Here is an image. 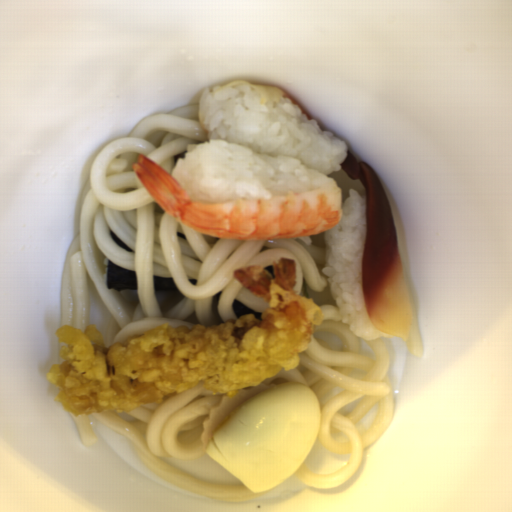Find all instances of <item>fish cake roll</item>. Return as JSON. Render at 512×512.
<instances>
[{
  "label": "fish cake roll",
  "mask_w": 512,
  "mask_h": 512,
  "mask_svg": "<svg viewBox=\"0 0 512 512\" xmlns=\"http://www.w3.org/2000/svg\"><path fill=\"white\" fill-rule=\"evenodd\" d=\"M278 386L276 384H268L260 381L257 385L250 388L236 390L234 396L227 394L215 405L211 406L208 416L202 423V432L200 434V441L203 448L206 450L207 444L218 426L225 420L230 412L238 407L240 404L257 395L258 393Z\"/></svg>",
  "instance_id": "fish-cake-roll-1"
}]
</instances>
